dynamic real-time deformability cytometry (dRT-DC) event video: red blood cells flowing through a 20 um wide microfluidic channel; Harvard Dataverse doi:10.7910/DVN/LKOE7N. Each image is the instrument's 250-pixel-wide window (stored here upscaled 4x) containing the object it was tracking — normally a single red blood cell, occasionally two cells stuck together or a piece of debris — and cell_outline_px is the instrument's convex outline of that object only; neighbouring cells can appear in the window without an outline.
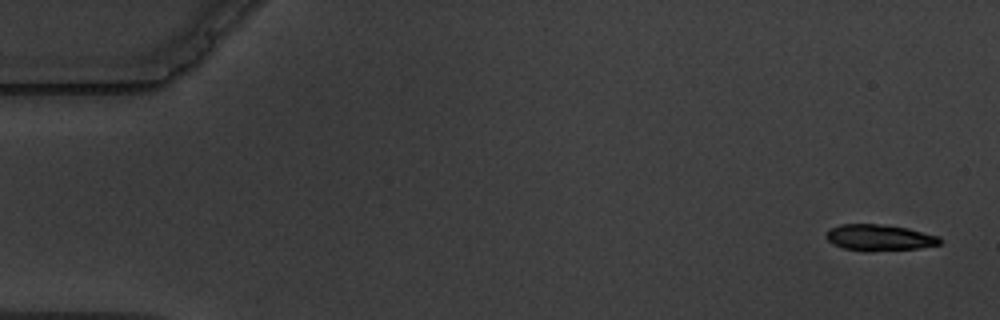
{"species": "common noctule bat (a hibernating species)", "species_latin": "Nyctalus noctula", "temperature_condition": "warm", "stored_images_in_passage": 6, "camera_frame_rate_fps": 3000, "um_per_image_px": 0.085, "animal": {"sex": "male", "body_mass_g": 19.5, "forearm_length_mm": 54.6}, "frame": {"image": 1, "passage_image": 1, "time_ms": 0.0, "image_size_px": [1000, 320], "cell_outline_px": [[940, 244], [920, 248], [872, 252], [864, 252], [844, 248], [832, 244], [824, 236], [832, 228], [840, 224], [876, 224], [908, 228], [940, 236]], "centroid_in_image_um": [74.74, 20.21], "position_along_channel_um": 10.3, "area_um2": 17.51}}
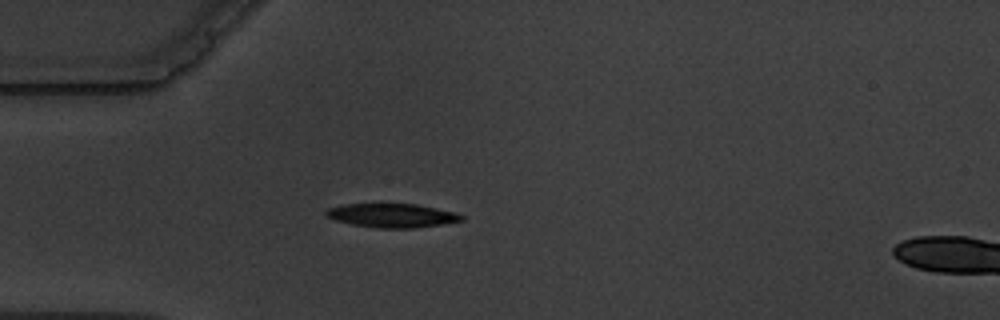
{"frame": {"image": 2, "passage_image": 5, "time_ms": 4.667, "image_size_px": [1000, 320], "cell_outline_px": [[464, 220], [440, 224], [412, 228], [376, 228], [352, 224], [336, 220], [328, 216], [324, 212], [328, 208], [344, 204], [416, 204], [456, 212], [464, 216]], "centroid_in_image_um": [33.33, 18.31], "position_along_channel_um": 51.7, "area_um2": 18.67}}